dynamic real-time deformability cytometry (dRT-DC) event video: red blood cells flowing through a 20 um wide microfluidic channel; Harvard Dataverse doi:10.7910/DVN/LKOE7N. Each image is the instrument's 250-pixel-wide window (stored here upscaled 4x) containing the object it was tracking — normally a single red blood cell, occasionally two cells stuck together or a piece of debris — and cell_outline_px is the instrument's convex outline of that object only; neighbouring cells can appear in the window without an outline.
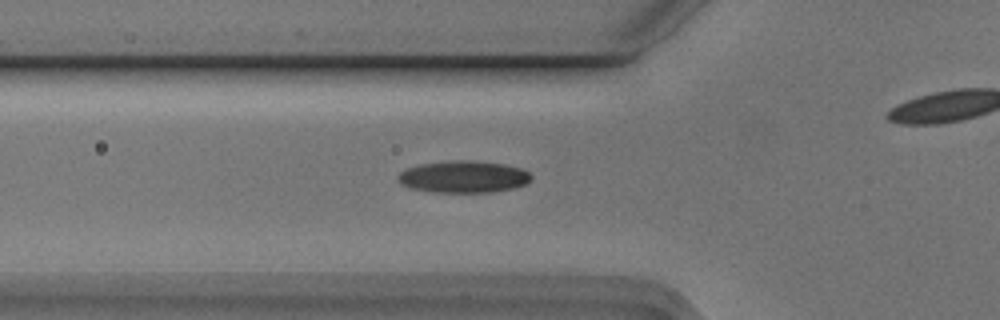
{"species": "Egyptian fruit bat (a non-hibernating species)", "species_latin": "Rousettus aegyptiacus", "temperature_condition": "cold", "stored_images_in_passage": 53, "camera_frame_rate_fps": 3000, "um_per_image_px": 0.085, "animal": {"sex": "male"}, "frame": {"image": 1, "passage_image": 17, "time_ms": 5.333, "image_size_px": [1000, 320], "cell_outline_px": [[532, 180], [524, 184], [512, 188], [492, 192], [432, 192], [412, 188], [400, 184], [396, 176], [400, 172], [408, 168], [420, 164], [460, 160], [468, 160], [504, 164], [520, 168], [528, 172], [532, 176]], "centroid_in_image_um": [39.39, 15.03], "position_along_channel_um": 86.4, "area_um2": 24.62}}
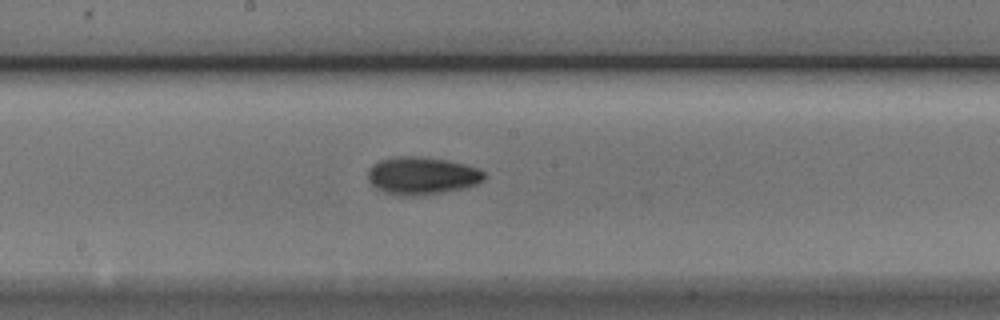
{"frame": {"image": 2, "passage_image": 27, "time_ms": 8.667, "image_size_px": [1000, 320], "cell_outline_px": [[484, 180], [476, 184], [464, 188], [420, 196], [396, 196], [384, 192], [376, 188], [368, 180], [368, 172], [380, 160], [396, 156], [412, 156], [448, 160], [464, 164], [476, 168], [484, 172]], "centroid_in_image_um": [35.86, 14.95], "position_along_channel_um": 212.3, "area_um2": 25.37}}
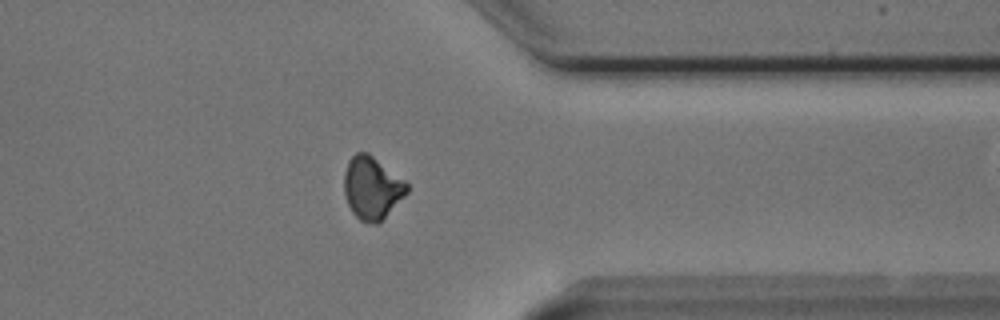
{"frame": {"image": 3, "passage_image": 41, "time_ms": 13.333, "image_size_px": [1000, 320], "cell_outline_px": [[408, 192], [376, 224], [368, 224], [360, 220], [352, 212], [348, 204], [344, 192], [344, 172], [348, 160], [356, 152], [368, 152], [404, 180], [408, 184]], "centroid_in_image_um": [31.59, 15.95], "position_along_channel_um": 379.8, "area_um2": 22.66}, "authors_computed_cell_mechanics": {"area_um2": 22.5998, "velocity_mm_per_s": 3.7637, "shape_relaxation_time_tau1_ms": 4.0756, "shape_relaxation_time_tau2_ms": null, "deformation_change_tau1": 0.127, "deformation_change_tau2": null}}